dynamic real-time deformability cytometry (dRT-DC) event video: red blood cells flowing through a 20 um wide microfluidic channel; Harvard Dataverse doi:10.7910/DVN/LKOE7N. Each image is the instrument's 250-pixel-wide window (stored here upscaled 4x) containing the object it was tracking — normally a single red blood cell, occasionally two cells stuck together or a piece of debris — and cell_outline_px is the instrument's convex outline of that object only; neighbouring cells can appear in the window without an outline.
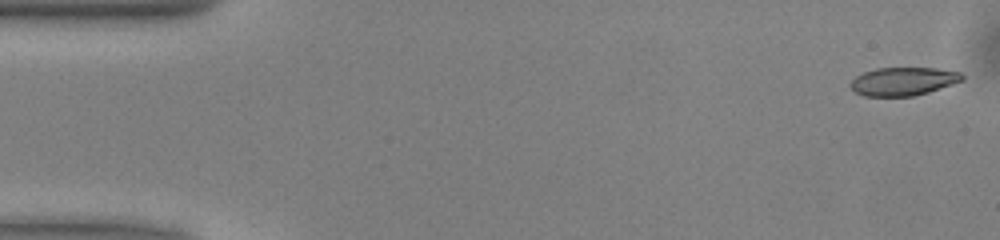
{"species": "common noctule bat (a hibernating species)", "species_latin": "Nyctalus noctula", "temperature_condition": "warm", "stored_images_in_passage": 50, "camera_frame_rate_fps": 3000, "um_per_image_px": 0.085, "animal": {"sex": "male", "body_mass_g": 13.0, "forearm_length_mm": 53.1}, "frame": {"image": 1, "passage_image": 1, "time_ms": 0.0, "image_size_px": [1000, 240], "cell_outline_px": [[964, 80], [928, 92], [912, 96], [864, 96], [856, 92], [848, 84], [856, 76], [864, 72], [876, 68], [936, 68], [960, 72], [964, 76]], "centroid_in_image_um": [76.77, 6.91], "position_along_channel_um": 8.2, "area_um2": 18.32}}
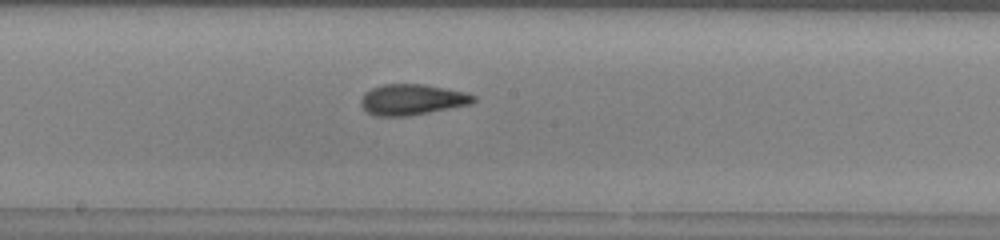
{"frame": {"image": 2, "passage_image": 26, "time_ms": 8.333, "image_size_px": [1000, 240], "cell_outline_px": [[476, 100], [468, 104], [412, 116], [376, 116], [368, 112], [360, 104], [360, 100], [364, 92], [372, 88], [384, 84], [424, 84], [468, 92], [476, 96]], "centroid_in_image_um": [35.02, 8.46], "position_along_channel_um": 213.2, "area_um2": 20.29}}
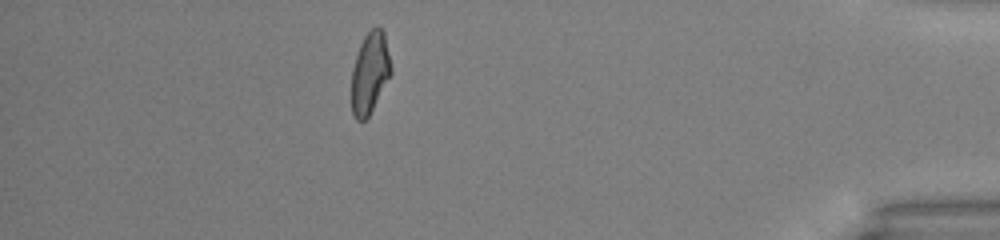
{"frame": {"image": 3, "passage_image": 44, "time_ms": 14.333, "image_size_px": [1000, 240], "cell_outline_px": [[392, 72], [368, 116], [364, 120], [356, 120], [352, 112], [352, 68], [360, 44], [364, 36], [376, 24], [384, 32], [392, 68]], "centroid_in_image_um": [31.44, 6.15], "position_along_channel_um": 403.8, "area_um2": 18.5}, "authors_computed_cell_mechanics": {"area_um2": 19.4208, "velocity_mm_per_s": 4.0489, "shape_relaxation_time_tau1_ms": 4.9848, "shape_relaxation_time_tau2_ms": 2.0974, "deformation_change_tau1": 0.1624, "deformation_change_tau2": 0.0839}}